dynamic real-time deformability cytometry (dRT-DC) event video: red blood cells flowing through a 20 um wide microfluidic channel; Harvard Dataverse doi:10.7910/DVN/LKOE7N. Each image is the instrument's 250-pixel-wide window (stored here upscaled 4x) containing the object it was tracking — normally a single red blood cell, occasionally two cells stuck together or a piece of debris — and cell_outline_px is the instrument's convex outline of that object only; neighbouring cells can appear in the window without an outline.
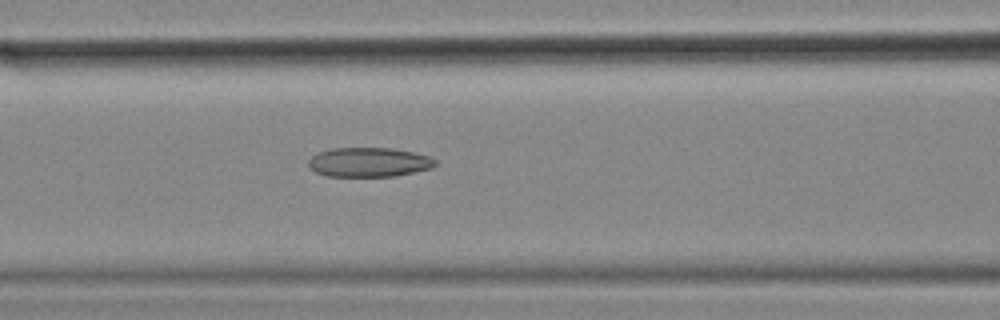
{"species": "common noctule bat (a hibernating species)", "species_latin": "Nyctalus noctula", "temperature_condition": "cold", "stored_images_in_passage": 20, "camera_frame_rate_fps": 3000, "um_per_image_px": 0.085, "animal": {"sex": "female", "body_mass_g": 18.4}, "frame": {"image": 1, "passage_image": 17, "time_ms": 5.333, "image_size_px": [1000, 320], "cell_outline_px": [[436, 164], [432, 168], [396, 176], [328, 176], [316, 172], [308, 164], [308, 160], [312, 156], [320, 152], [332, 148], [392, 148], [432, 156], [436, 160]], "centroid_in_image_um": [31.4, 13.78], "position_along_channel_um": 135.2, "area_um2": 21.68}}